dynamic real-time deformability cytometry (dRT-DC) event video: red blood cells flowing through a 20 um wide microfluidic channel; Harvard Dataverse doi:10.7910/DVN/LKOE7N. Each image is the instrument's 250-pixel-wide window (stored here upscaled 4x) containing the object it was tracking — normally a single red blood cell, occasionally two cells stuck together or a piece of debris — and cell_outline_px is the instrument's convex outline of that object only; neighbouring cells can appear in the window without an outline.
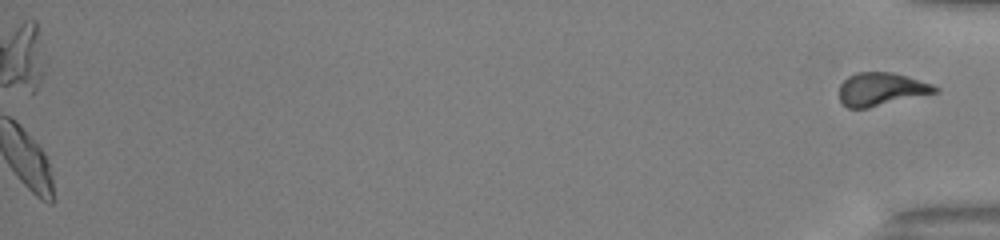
{"species": "common noctule bat (a hibernating species)", "species_latin": "Nyctalus noctula", "temperature_condition": "warm", "stored_images_in_passage": 36, "camera_frame_rate_fps": 3000, "um_per_image_px": 0.085, "animal": {"sex": "male", "body_mass_g": 13.0, "forearm_length_mm": 53.1}, "frame": {"image": 1, "passage_image": 36, "time_ms": 11.667, "image_size_px": [1000, 240], "cell_outline_px": [[940, 92], [868, 108], [848, 108], [840, 100], [840, 84], [848, 76], [856, 72], [892, 72], [908, 76], [932, 84], [940, 88]], "centroid_in_image_um": [74.94, 7.58], "position_along_channel_um": 360.3, "area_um2": 18.61}}